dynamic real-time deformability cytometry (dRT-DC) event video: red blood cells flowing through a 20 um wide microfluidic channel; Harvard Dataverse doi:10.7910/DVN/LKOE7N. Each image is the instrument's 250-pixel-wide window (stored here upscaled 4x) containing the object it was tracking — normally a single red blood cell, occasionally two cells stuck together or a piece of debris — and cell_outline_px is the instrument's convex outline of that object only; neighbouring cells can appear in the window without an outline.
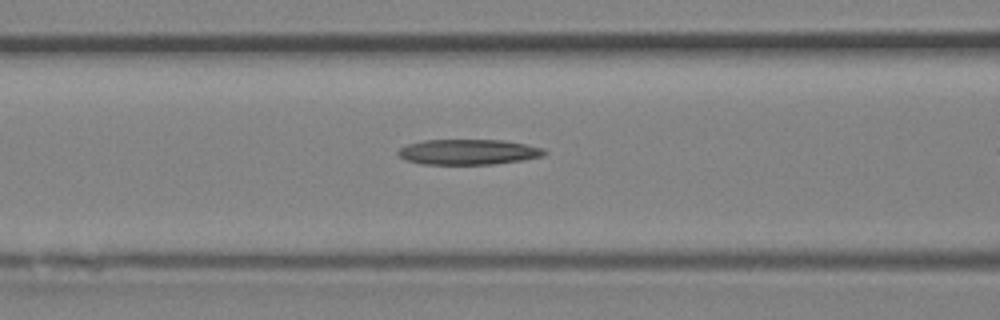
{"species": "Egyptian fruit bat (a non-hibernating species)", "species_latin": "Rousettus aegyptiacus", "temperature_condition": "room temperature", "stored_images_in_passage": 19, "camera_frame_rate_fps": 3000, "um_per_image_px": 0.085, "animal": {"sex": "female"}, "frame": {"image": 1, "passage_image": 11, "time_ms": 3.333, "image_size_px": [1000, 320], "cell_outline_px": [[548, 152], [544, 156], [524, 160], [496, 164], [424, 164], [404, 160], [396, 152], [400, 148], [408, 144], [424, 140], [504, 140], [528, 144], [544, 148]], "centroid_in_image_um": [39.86, 12.92], "position_along_channel_um": 126.7, "area_um2": 21.85}}